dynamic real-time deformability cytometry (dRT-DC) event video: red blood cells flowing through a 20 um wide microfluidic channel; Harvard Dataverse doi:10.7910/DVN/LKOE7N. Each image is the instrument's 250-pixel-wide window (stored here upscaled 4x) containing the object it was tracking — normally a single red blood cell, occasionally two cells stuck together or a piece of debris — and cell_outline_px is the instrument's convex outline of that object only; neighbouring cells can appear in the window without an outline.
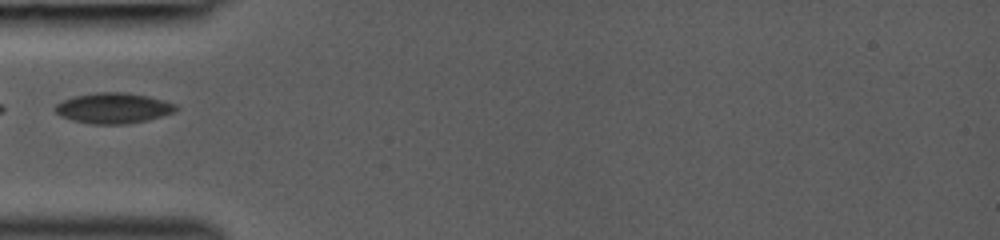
{"species": "common noctule bat (a hibernating species)", "species_latin": "Nyctalus noctula", "temperature_condition": "room temperature", "stored_images_in_passage": 7, "camera_frame_rate_fps": 3000, "um_per_image_px": 0.085, "animal": {"sex": "female", "body_mass_g": 19.0, "forearm_length_mm": 53.3}, "frame": {"image": 1, "passage_image": 1, "time_ms": 0.0, "image_size_px": [1000, 240], "cell_outline_px": [[180, 108], [176, 112], [148, 120], [128, 124], [92, 124], [72, 120], [60, 116], [52, 108], [56, 104], [72, 96], [96, 92], [124, 92], [148, 96], [164, 100], [176, 104]], "centroid_in_image_um": [9.65, 9.19], "position_along_channel_um": 75.3, "area_um2": 21.79}}
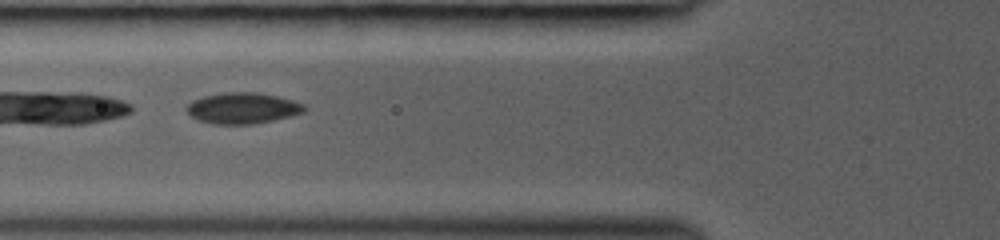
{"frame": {"image": 2, "passage_image": 2, "time_ms": 0.667, "image_size_px": [1000, 240], "cell_outline_px": [[308, 108], [304, 112], [272, 120], [252, 124], [212, 124], [196, 120], [184, 112], [184, 108], [192, 100], [204, 96], [220, 92], [256, 92], [276, 96], [292, 100], [304, 104]], "centroid_in_image_um": [20.55, 9.19], "position_along_channel_um": 105.3, "area_um2": 21.5}}
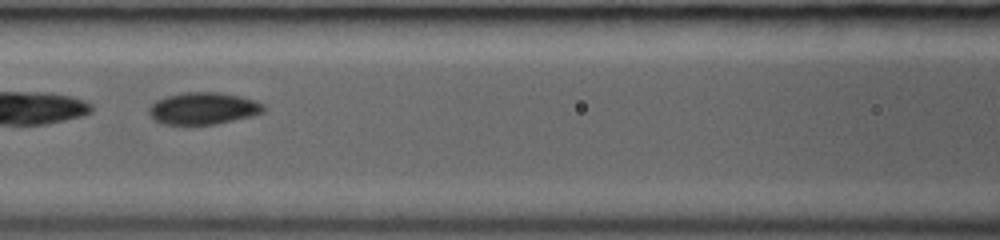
{"frame": {"image": 3, "passage_image": 5, "time_ms": 1.667, "image_size_px": [1000, 240], "cell_outline_px": [[264, 112], [252, 116], [216, 124], [164, 124], [156, 120], [148, 112], [148, 108], [156, 100], [168, 96], [184, 92], [216, 92], [240, 96], [256, 100], [264, 104]], "centroid_in_image_um": [17.3, 9.21], "position_along_channel_um": 149.3, "area_um2": 21.27}}